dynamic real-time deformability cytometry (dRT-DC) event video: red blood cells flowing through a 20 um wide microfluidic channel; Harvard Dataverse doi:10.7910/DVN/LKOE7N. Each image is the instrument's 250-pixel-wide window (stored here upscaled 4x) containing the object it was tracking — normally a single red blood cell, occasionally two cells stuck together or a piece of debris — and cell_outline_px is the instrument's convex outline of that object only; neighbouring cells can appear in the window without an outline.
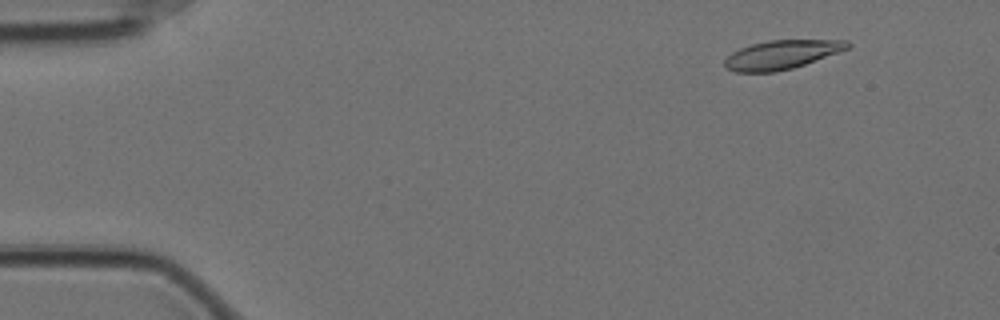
{"species": "Egyptian fruit bat (a non-hibernating species)", "species_latin": "Rousettus aegyptiacus", "temperature_condition": "cold", "stored_images_in_passage": 58, "camera_frame_rate_fps": 3000, "um_per_image_px": 0.085, "animal": {"sex": "female"}, "frame": {"image": 1, "passage_image": 6, "time_ms": 1.667, "image_size_px": [1000, 320], "cell_outline_px": [[852, 44], [848, 48], [804, 64], [792, 68], [776, 72], [736, 72], [728, 68], [724, 64], [724, 60], [732, 52], [740, 48], [752, 44], [768, 40], [848, 40]], "centroid_in_image_um": [66.42, 4.64], "position_along_channel_um": 18.6, "area_um2": 20.4}}
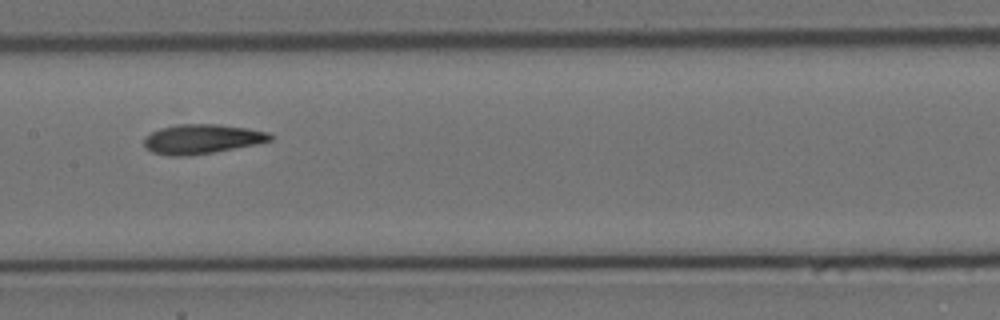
{"frame": {"image": 2, "passage_image": 29, "time_ms": 9.333, "image_size_px": [1000, 320], "cell_outline_px": [[272, 140], [256, 144], [212, 152], [188, 156], [172, 156], [152, 152], [144, 148], [144, 136], [160, 128], [180, 124], [216, 124], [248, 128], [268, 132], [272, 136]], "centroid_in_image_um": [17.13, 11.81], "position_along_channel_um": 190.3, "area_um2": 21.62}}
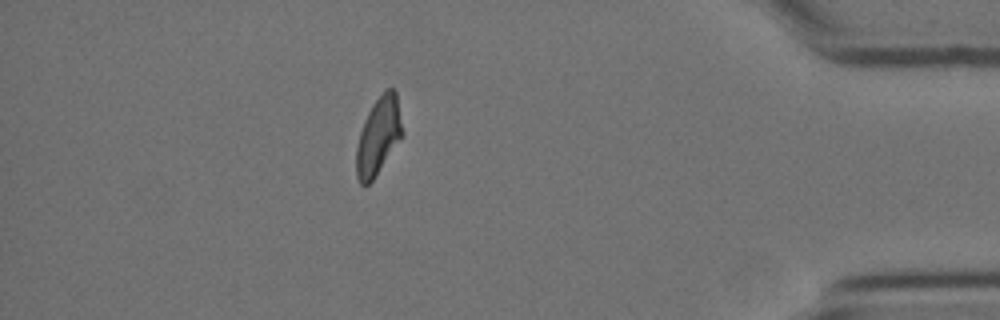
{"frame": {"image": 3, "passage_image": 51, "time_ms": 16.667, "image_size_px": [1000, 320], "cell_outline_px": [[404, 132], [400, 140], [372, 180], [364, 188], [360, 184], [356, 176], [356, 148], [360, 132], [364, 120], [372, 104], [384, 88], [392, 88], [396, 92]], "centroid_in_image_um": [32.16, 11.54], "position_along_channel_um": 403.0, "area_um2": 20.87}, "authors_computed_cell_mechanics": {"area_um2": 21.1837, "velocity_mm_per_s": 3.4918, "shape_relaxation_time_tau1_ms": 10.1431, "shape_relaxation_time_tau2_ms": 4.0359, "deformation_change_tau1": 0.236, "deformation_change_tau2": 0.1051}}